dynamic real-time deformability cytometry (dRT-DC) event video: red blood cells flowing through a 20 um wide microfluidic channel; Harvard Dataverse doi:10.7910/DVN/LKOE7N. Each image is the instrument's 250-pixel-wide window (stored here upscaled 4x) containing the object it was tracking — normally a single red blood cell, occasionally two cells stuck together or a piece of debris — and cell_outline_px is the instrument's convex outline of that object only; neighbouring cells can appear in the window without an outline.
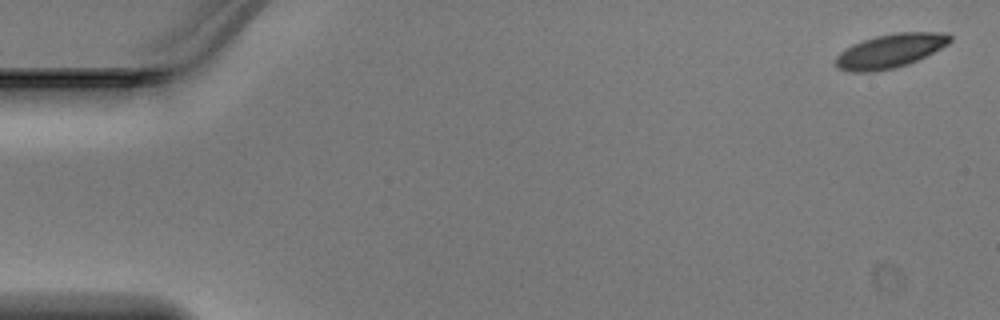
{"species": "Egyptian fruit bat (a non-hibernating species)", "species_latin": "Rousettus aegyptiacus", "temperature_condition": "warm", "stored_images_in_passage": 5, "camera_frame_rate_fps": 3000, "um_per_image_px": 0.085, "animal": {"sex": "male"}, "frame": {"image": 1, "passage_image": 1, "time_ms": 0.0, "image_size_px": [1000, 320], "cell_outline_px": [[952, 40], [948, 44], [908, 64], [876, 72], [852, 72], [836, 68], [836, 56], [840, 52], [852, 44], [876, 36], [896, 32], [948, 32], [952, 36]], "centroid_in_image_um": [75.66, 4.32], "position_along_channel_um": 9.3, "area_um2": 22.54}}
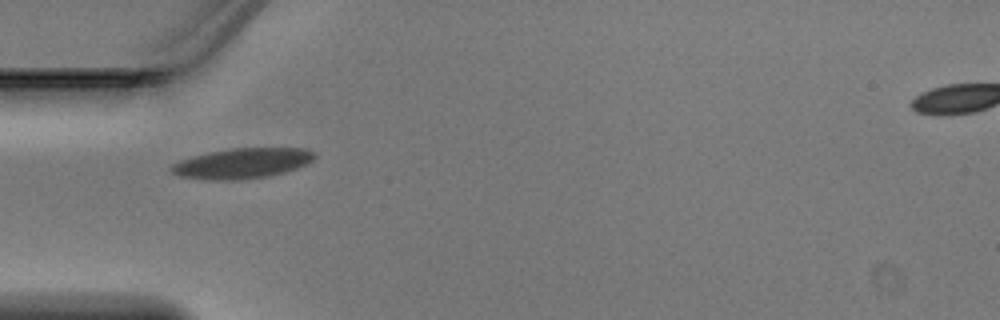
{"frame": {"image": 2, "passage_image": 4, "time_ms": 1.0, "image_size_px": [1000, 320], "cell_outline_px": [[316, 156], [308, 164], [284, 172], [268, 176], [232, 180], [212, 180], [180, 176], [172, 172], [168, 168], [172, 164], [180, 160], [192, 156], [208, 152], [232, 148], [304, 148], [316, 152]], "centroid_in_image_um": [20.59, 13.87], "position_along_channel_um": 64.4, "area_um2": 25.26}}
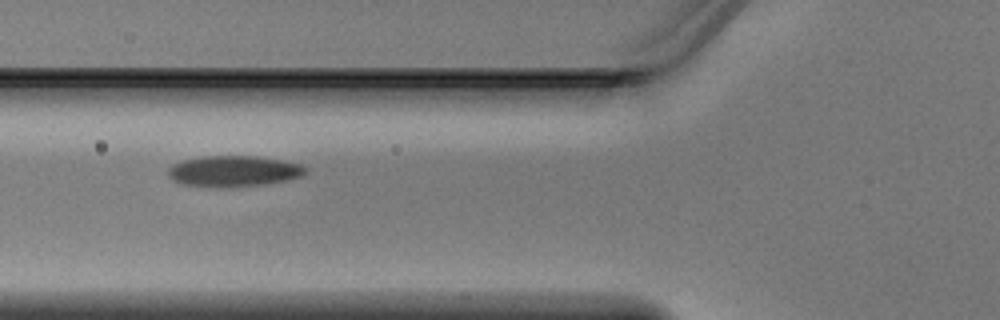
{"frame": {"image": 3, "passage_image": 5, "time_ms": 1.333, "image_size_px": [1000, 320], "cell_outline_px": [[308, 168], [300, 176], [288, 180], [264, 184], [228, 188], [180, 184], [172, 180], [168, 176], [168, 168], [172, 164], [184, 160], [204, 156], [256, 156], [280, 160], [300, 164]], "centroid_in_image_um": [19.82, 14.56], "position_along_channel_um": 106.0, "area_um2": 24.8}}